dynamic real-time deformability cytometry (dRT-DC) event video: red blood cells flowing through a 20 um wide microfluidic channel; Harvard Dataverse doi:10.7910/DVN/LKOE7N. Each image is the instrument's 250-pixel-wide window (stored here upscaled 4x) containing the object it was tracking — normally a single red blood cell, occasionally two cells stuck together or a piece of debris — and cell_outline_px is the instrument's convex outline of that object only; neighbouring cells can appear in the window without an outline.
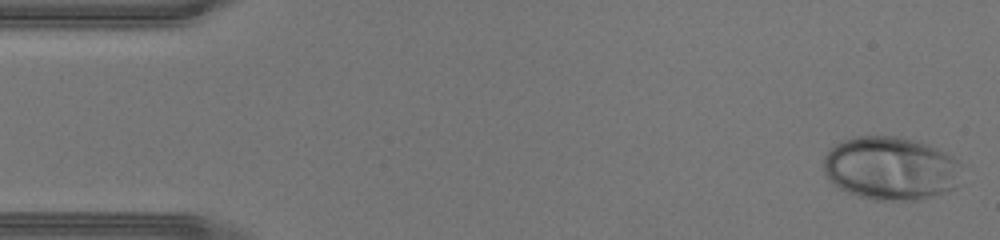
{"species": "human", "species_latin": "Homo sapiens", "temperature_condition": "warm", "stored_images_in_passage": 44, "camera_frame_rate_fps": 3000, "um_per_image_px": 0.085, "donor": {"sex": "male"}, "frame": {"image": 1, "passage_image": 1, "time_ms": 0.0, "image_size_px": [1000, 240], "cell_outline_px": [[960, 164], [956, 188], [920, 200], [872, 200], [848, 192], [832, 184], [828, 180], [824, 172], [824, 156], [828, 148], [844, 140], [856, 136], [896, 136], [916, 140], [928, 144], [960, 160]], "centroid_in_image_um": [75.68, 14.3], "position_along_channel_um": 9.3, "area_um2": 51.27}}
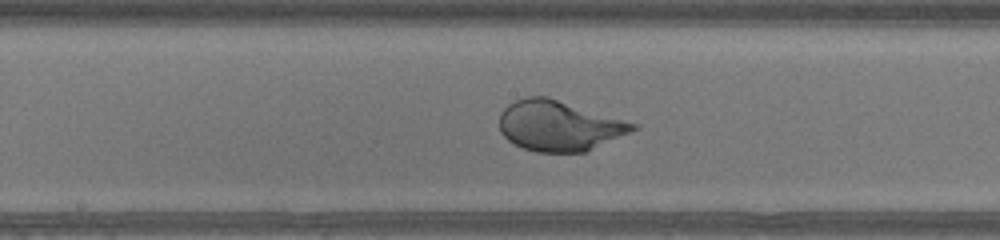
{"frame": {"image": 2, "passage_image": 22, "time_ms": 7.0, "image_size_px": [1000, 240], "cell_outline_px": [[640, 128], [632, 132], [584, 152], [536, 152], [524, 148], [508, 140], [500, 132], [500, 112], [508, 104], [524, 96], [548, 96], [640, 124]], "centroid_in_image_um": [47.55, 10.67], "position_along_channel_um": 200.7, "area_um2": 39.42}}
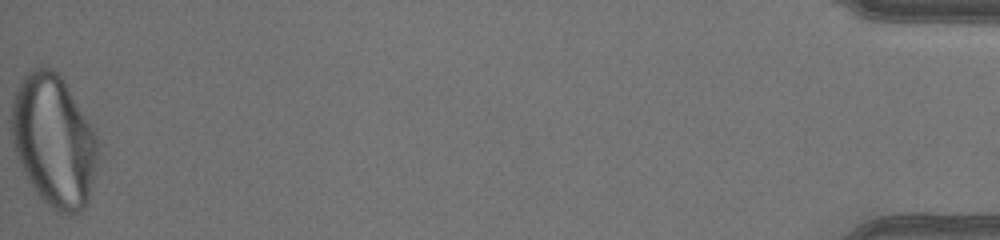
{"frame": {"image": 3, "passage_image": 44, "time_ms": 14.333, "image_size_px": [1000, 240], "cell_outline_px": [[100, 152], [88, 204], [80, 212], [72, 216], [56, 212], [40, 200], [32, 188], [16, 156], [12, 140], [12, 100], [16, 88], [20, 80], [32, 68], [40, 64], [52, 68], [60, 76], [68, 88], [88, 120], [100, 144]], "centroid_in_image_um": [4.58, 12.01], "position_along_channel_um": 430.6, "area_um2": 67.28}}